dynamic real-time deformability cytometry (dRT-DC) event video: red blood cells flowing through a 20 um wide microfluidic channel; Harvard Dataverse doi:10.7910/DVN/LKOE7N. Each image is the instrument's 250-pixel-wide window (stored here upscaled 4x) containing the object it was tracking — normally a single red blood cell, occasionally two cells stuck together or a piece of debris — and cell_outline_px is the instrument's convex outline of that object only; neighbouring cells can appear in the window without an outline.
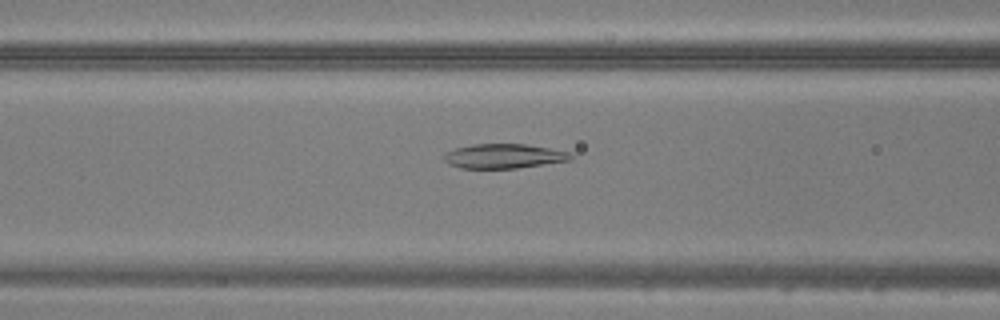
{"species": "common noctule bat (a hibernating species)", "species_latin": "Nyctalus noctula", "temperature_condition": "warm", "stored_images_in_passage": 36, "camera_frame_rate_fps": 3000, "um_per_image_px": 0.085, "animal": {"sex": "male", "body_mass_g": 20.5, "forearm_length_mm": 52.5}, "frame": {"image": 1, "passage_image": 8, "time_ms": 2.333, "image_size_px": [1000, 320], "cell_outline_px": [[572, 160], [516, 168], [460, 168], [448, 164], [444, 160], [444, 156], [448, 152], [456, 148], [472, 144], [524, 144], [572, 152]], "centroid_in_image_um": [42.84, 13.27], "position_along_channel_um": 123.8, "area_um2": 17.98}}
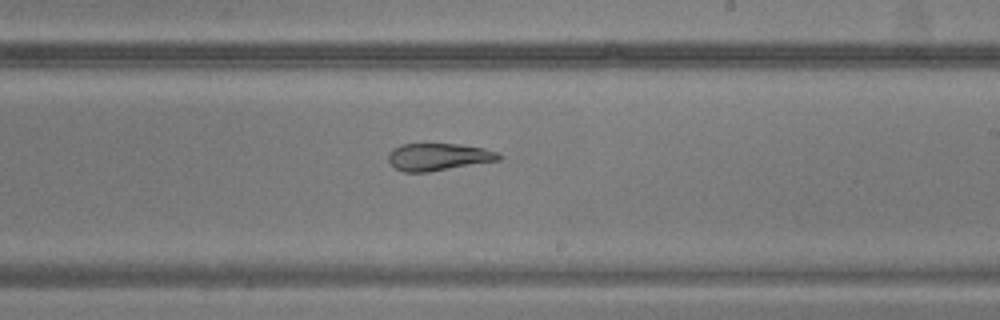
{"frame": {"image": 2, "passage_image": 17, "time_ms": 5.333, "image_size_px": [1000, 320], "cell_outline_px": [[500, 160], [428, 172], [404, 172], [396, 168], [388, 160], [388, 152], [392, 148], [400, 144], [460, 144], [484, 148], [496, 152], [500, 156]], "centroid_in_image_um": [37.22, 13.33], "position_along_channel_um": 251.8, "area_um2": 17.51}}
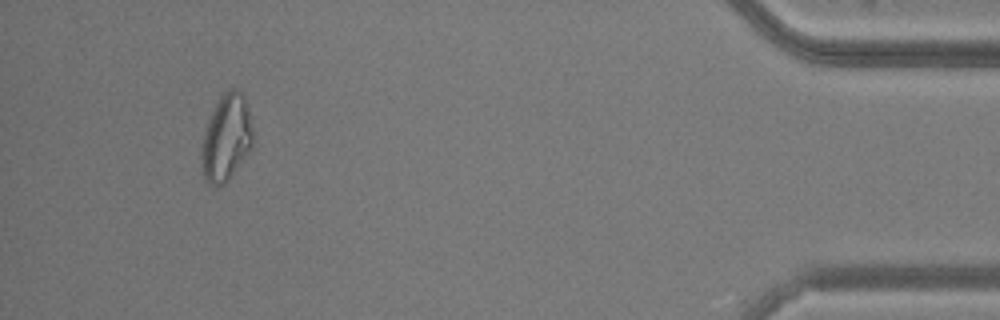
{"frame": {"image": 3, "passage_image": 33, "time_ms": 10.667, "image_size_px": [1000, 320], "cell_outline_px": [[252, 148], [228, 180], [224, 184], [216, 188], [208, 184], [200, 172], [200, 148], [204, 132], [208, 120], [220, 96], [224, 92], [232, 88], [236, 88], [244, 96], [248, 108], [252, 132]], "centroid_in_image_um": [19.19, 11.77], "position_along_channel_um": 416.0, "area_um2": 26.24}}